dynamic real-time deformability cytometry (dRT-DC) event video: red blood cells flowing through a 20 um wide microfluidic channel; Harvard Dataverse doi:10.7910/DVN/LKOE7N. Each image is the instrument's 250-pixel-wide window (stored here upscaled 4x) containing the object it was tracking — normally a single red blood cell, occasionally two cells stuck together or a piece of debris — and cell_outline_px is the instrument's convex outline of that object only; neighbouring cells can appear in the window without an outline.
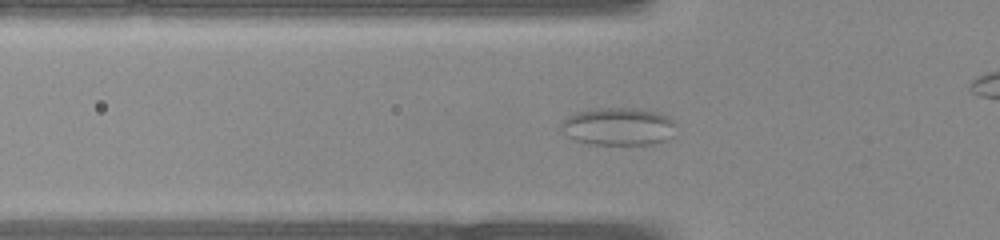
{"species": "common noctule bat (a hibernating species)", "species_latin": "Nyctalus noctula", "temperature_condition": "warm", "stored_images_in_passage": 40, "segment_of_instrument_passage": [1, 2], "camera_frame_rate_fps": 3000, "um_per_image_px": 0.085, "animal": {"sex": "female", "body_mass_g": 22.0, "forearm_length_mm": 56.7}, "frame": {"image": 1, "passage_image": 12, "time_ms": 3.667, "image_size_px": [1000, 240], "cell_outline_px": [[676, 124], [672, 136], [664, 140], [652, 144], [588, 144], [572, 140], [560, 128], [560, 120], [576, 112], [596, 108], [636, 108], [660, 112], [668, 116]], "centroid_in_image_um": [52.53, 10.74], "position_along_channel_um": 73.3, "area_um2": 25.55}}
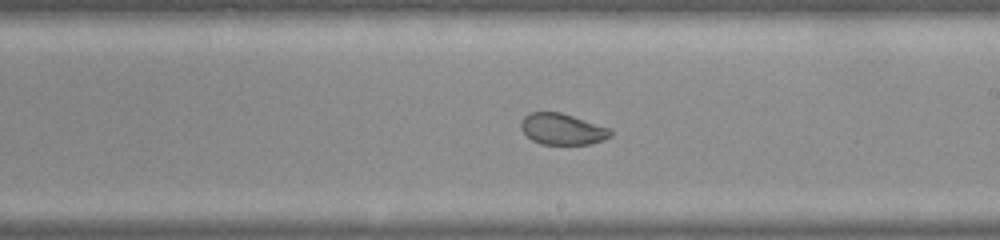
{"frame": {"image": 2, "passage_image": 22, "time_ms": 7.0, "image_size_px": [1000, 240], "cell_outline_px": [[612, 136], [604, 140], [588, 144], [540, 144], [532, 140], [520, 128], [520, 124], [524, 116], [528, 112], [560, 112], [608, 128], [612, 132]], "centroid_in_image_um": [47.77, 10.98], "position_along_channel_um": 241.2, "area_um2": 16.13}}
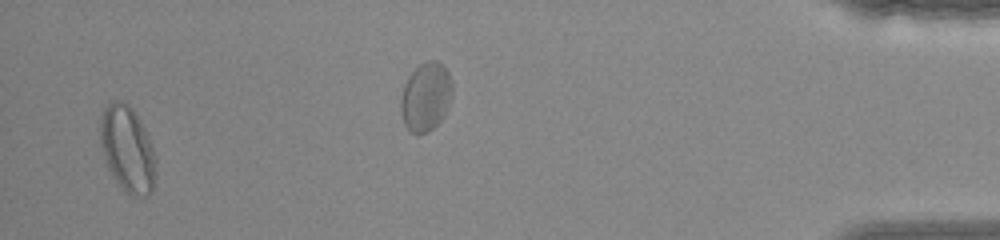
{"frame": {"image": 3, "passage_image": 38, "time_ms": 12.333, "image_size_px": [1000, 240], "cell_outline_px": [[156, 176], [152, 192], [148, 196], [132, 196], [124, 192], [120, 188], [108, 168], [100, 144], [100, 116], [104, 108], [112, 100], [120, 100], [128, 104], [132, 108], [140, 120], [152, 144], [156, 160]], "centroid_in_image_um": [10.84, 12.69], "position_along_channel_um": 424.4, "area_um2": 28.32}}